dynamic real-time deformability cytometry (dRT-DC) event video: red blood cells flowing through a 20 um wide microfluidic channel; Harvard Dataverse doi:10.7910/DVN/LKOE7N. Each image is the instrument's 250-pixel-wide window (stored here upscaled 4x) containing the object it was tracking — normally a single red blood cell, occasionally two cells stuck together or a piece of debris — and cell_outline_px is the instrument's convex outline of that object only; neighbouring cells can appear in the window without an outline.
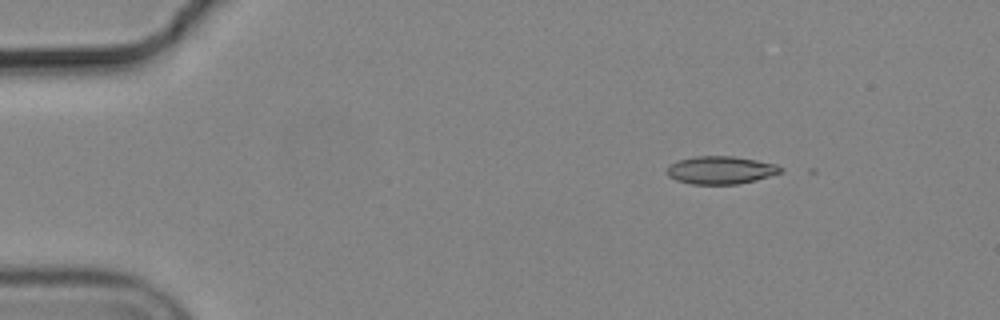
{"species": "common noctule bat (a hibernating species)", "species_latin": "Nyctalus noctula", "temperature_condition": "cold", "stored_images_in_passage": 48, "camera_frame_rate_fps": 3000, "um_per_image_px": 0.085, "animal": {"sex": "male", "body_mass_g": 19.2, "forearm_length_mm": 51.8}, "frame": {"image": 1, "passage_image": 1, "time_ms": 0.0, "image_size_px": [1000, 320], "cell_outline_px": [[784, 172], [756, 180], [736, 184], [692, 184], [676, 180], [668, 176], [664, 172], [672, 164], [680, 160], [696, 156], [732, 156], [756, 160], [776, 164], [784, 168]], "centroid_in_image_um": [61.29, 14.46], "position_along_channel_um": 23.7, "area_um2": 18.44}}
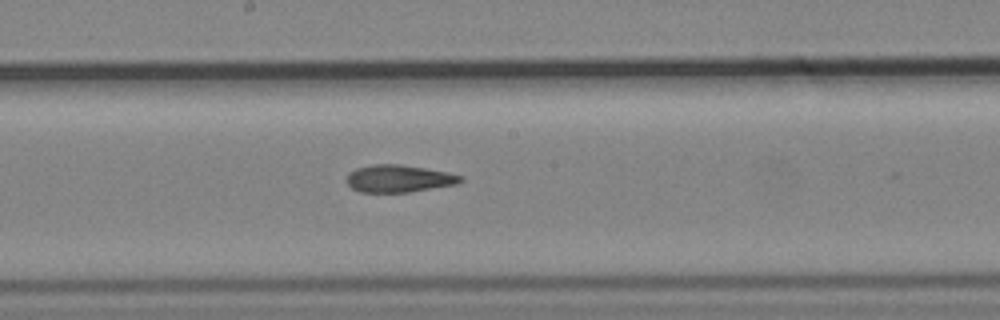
{"frame": {"image": 2, "passage_image": 23, "time_ms": 7.333, "image_size_px": [1000, 320], "cell_outline_px": [[464, 180], [460, 184], [408, 192], [360, 192], [352, 188], [344, 180], [348, 172], [356, 168], [372, 164], [400, 164], [448, 172], [464, 176]], "centroid_in_image_um": [33.91, 15.18], "position_along_channel_um": 214.3, "area_um2": 18.44}}
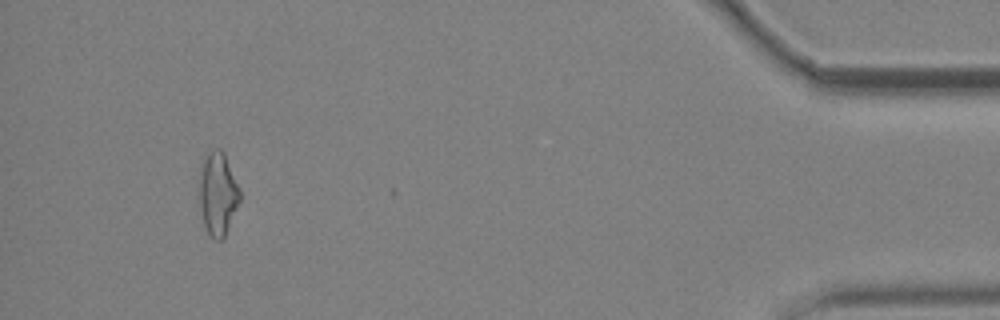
{"frame": {"image": 3, "passage_image": 45, "time_ms": 14.667, "image_size_px": [1000, 320], "cell_outline_px": [[240, 200], [224, 236], [220, 240], [216, 240], [208, 236], [200, 212], [200, 164], [208, 152], [212, 148], [220, 148], [224, 152], [240, 188]], "centroid_in_image_um": [18.5, 16.43], "position_along_channel_um": 416.7, "area_um2": 19.71}, "authors_computed_cell_mechanics": {"area_um2": 18.6694, "velocity_mm_per_s": 3.6997, "shape_relaxation_time_tau1_ms": null, "shape_relaxation_time_tau2_ms": 5.2401, "deformation_change_tau1": null, "deformation_change_tau2": 0.1472}}